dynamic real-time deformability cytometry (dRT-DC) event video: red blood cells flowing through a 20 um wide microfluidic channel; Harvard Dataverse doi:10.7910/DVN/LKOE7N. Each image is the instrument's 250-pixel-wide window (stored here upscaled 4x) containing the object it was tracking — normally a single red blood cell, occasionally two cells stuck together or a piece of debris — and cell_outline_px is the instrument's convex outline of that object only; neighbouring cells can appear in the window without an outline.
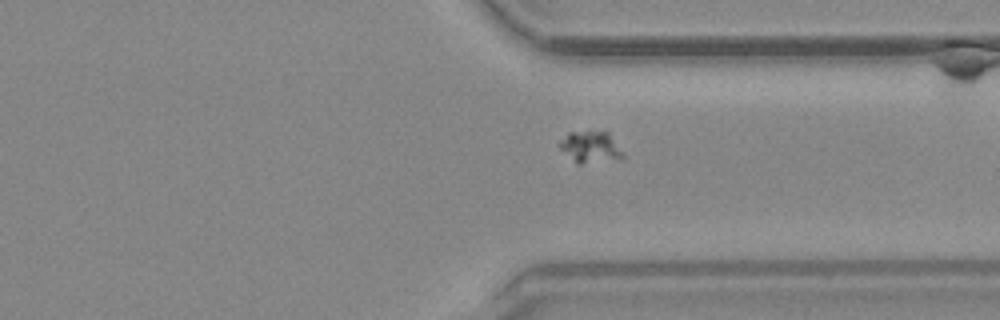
{"species": "common noctule bat (a hibernating species)", "species_latin": "Nyctalus noctula", "temperature_condition": "warm", "stored_images_in_passage": 46, "camera_frame_rate_fps": 3000, "um_per_image_px": 0.085, "animal": {"sex": "male", "body_mass_g": 20.4}, "frame": {"image": 1, "passage_image": 33, "time_ms": 10.667, "image_size_px": [1000, 320], "cell_outline_px": [[624, 160], [580, 164], [576, 164], [556, 144], [568, 132], [608, 132], [624, 156]], "centroid_in_image_um": [50.17, 12.54], "position_along_channel_um": 361.2, "area_um2": 11.73}}
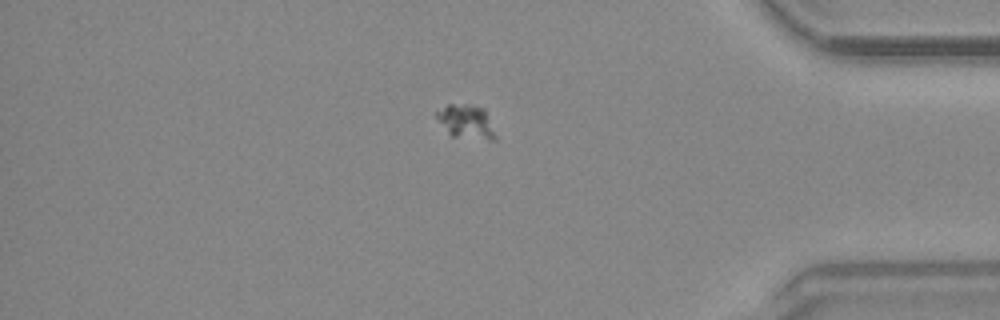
{"frame": {"image": 2, "passage_image": 38, "time_ms": 12.333, "image_size_px": [1000, 320], "cell_outline_px": [[496, 140], [492, 140], [452, 136], [448, 132], [436, 116], [436, 112], [448, 104], [472, 104], [484, 108], [496, 136]], "centroid_in_image_um": [39.64, 10.33], "position_along_channel_um": 395.6, "area_um2": 11.39}}
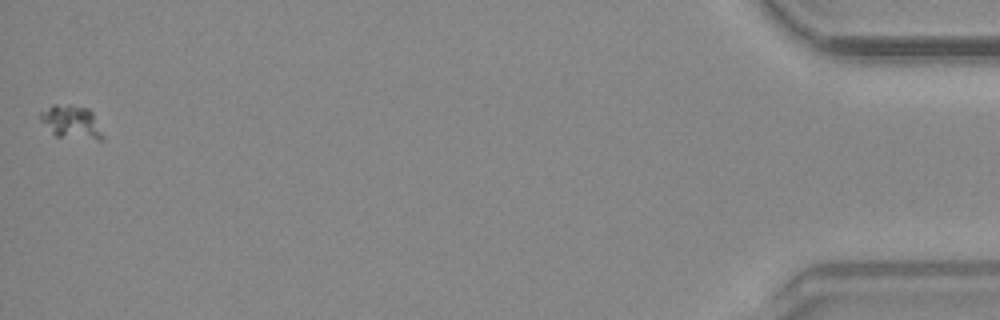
{"frame": {"image": 3, "passage_image": 46, "time_ms": 15.0, "image_size_px": [1000, 320], "cell_outline_px": [[104, 140], [96, 140], [56, 136], [40, 120], [40, 112], [52, 104], [68, 104], [88, 108], [92, 112], [104, 136]], "centroid_in_image_um": [6.08, 10.37], "position_along_channel_um": 429.1, "area_um2": 12.14}}